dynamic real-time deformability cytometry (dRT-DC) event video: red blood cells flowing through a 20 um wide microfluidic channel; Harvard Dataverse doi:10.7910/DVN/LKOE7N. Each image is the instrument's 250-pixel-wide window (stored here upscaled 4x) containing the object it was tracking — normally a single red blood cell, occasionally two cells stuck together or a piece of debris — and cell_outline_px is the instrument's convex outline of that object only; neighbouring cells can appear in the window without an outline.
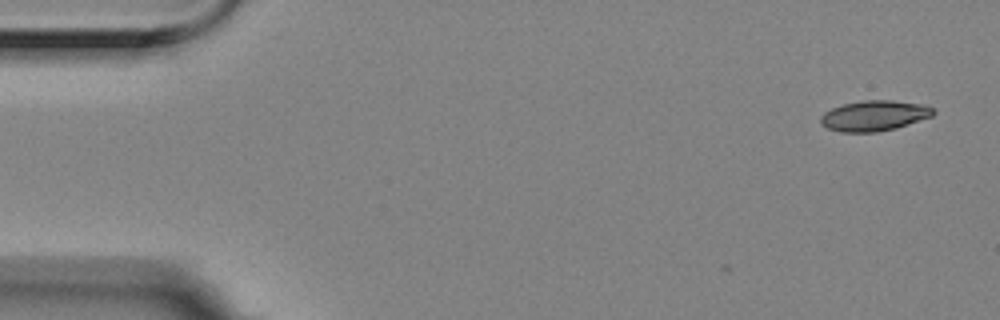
{"species": "Egyptian fruit bat (a non-hibernating species)", "species_latin": "Rousettus aegyptiacus", "temperature_condition": "room temperature", "stored_images_in_passage": 4, "camera_frame_rate_fps": 3000, "um_per_image_px": 0.085, "animal": {"sex": "female"}, "frame": {"image": 1, "passage_image": 1, "time_ms": 0.0, "image_size_px": [1000, 320], "cell_outline_px": [[936, 112], [932, 116], [896, 128], [876, 132], [840, 132], [828, 128], [820, 124], [820, 116], [824, 112], [832, 108], [844, 104], [864, 100], [892, 100], [920, 104], [932, 108]], "centroid_in_image_um": [74.28, 9.84], "position_along_channel_um": 10.7, "area_um2": 19.88}}
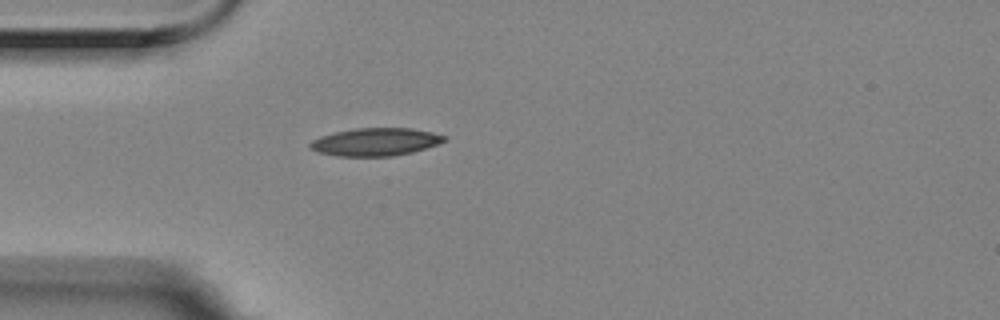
{"frame": {"image": 2, "passage_image": 4, "time_ms": 1.0, "image_size_px": [1000, 320], "cell_outline_px": [[448, 140], [412, 152], [392, 156], [336, 156], [316, 152], [308, 148], [308, 144], [312, 140], [320, 136], [336, 132], [356, 128], [412, 128], [432, 132], [448, 136]], "centroid_in_image_um": [31.89, 12.06], "position_along_channel_um": 53.1, "area_um2": 21.85}}